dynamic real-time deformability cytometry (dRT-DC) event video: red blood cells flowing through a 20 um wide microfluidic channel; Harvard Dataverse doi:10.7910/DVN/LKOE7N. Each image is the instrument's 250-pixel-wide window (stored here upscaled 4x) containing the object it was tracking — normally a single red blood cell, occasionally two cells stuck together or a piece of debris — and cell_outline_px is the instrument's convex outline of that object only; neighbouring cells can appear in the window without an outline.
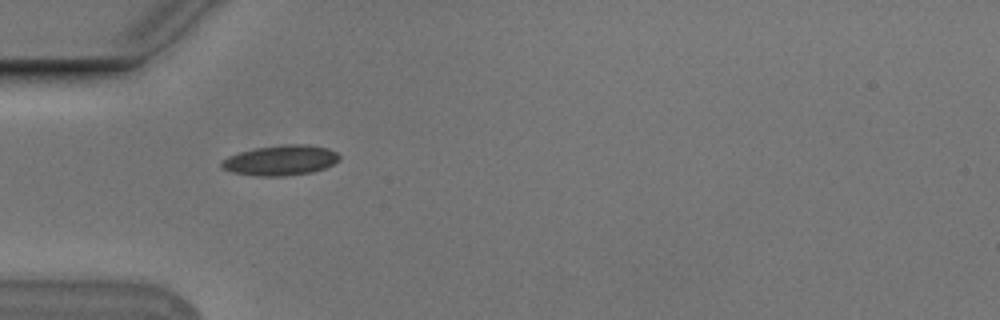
{"species": "Egyptian fruit bat (a non-hibernating species)", "species_latin": "Rousettus aegyptiacus", "temperature_condition": "cold", "stored_images_in_passage": 38, "camera_frame_rate_fps": 3000, "um_per_image_px": 0.085, "animal": {"sex": "male"}, "frame": {"image": 1, "passage_image": 1, "time_ms": 0.0, "image_size_px": [1000, 320], "cell_outline_px": [[340, 160], [324, 168], [312, 172], [284, 176], [260, 176], [232, 172], [220, 168], [220, 160], [228, 156], [240, 152], [256, 148], [288, 144], [308, 144], [328, 148], [336, 152], [340, 156]], "centroid_in_image_um": [23.84, 13.62], "position_along_channel_um": 61.2, "area_um2": 20.75}}
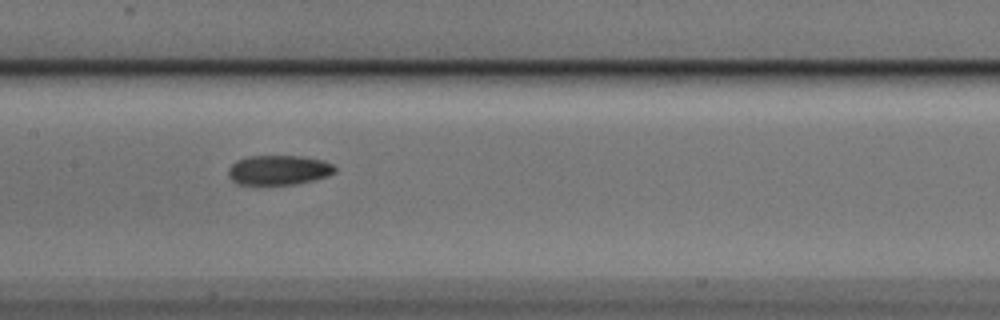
{"frame": {"image": 2, "passage_image": 11, "time_ms": 3.333, "image_size_px": [1000, 320], "cell_outline_px": [[336, 172], [328, 176], [296, 184], [260, 188], [236, 184], [228, 176], [228, 168], [236, 160], [248, 156], [304, 156], [324, 160], [332, 164], [336, 168]], "centroid_in_image_um": [23.64, 14.5], "position_along_channel_um": 183.8, "area_um2": 19.42}}
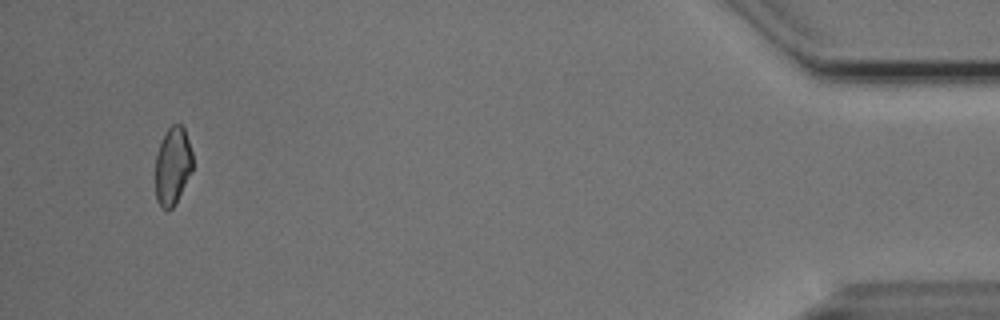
{"frame": {"image": 3, "passage_image": 36, "time_ms": 11.667, "image_size_px": [1000, 320], "cell_outline_px": [[192, 172], [176, 204], [172, 208], [164, 208], [156, 200], [156, 156], [160, 144], [168, 128], [172, 124], [180, 124], [184, 128], [192, 152]], "centroid_in_image_um": [14.69, 14.11], "position_along_channel_um": 420.5, "area_um2": 16.76}, "authors_computed_cell_mechanics": {"area_um2": 18.4382, "velocity_mm_per_s": 3.7613, "shape_relaxation_time_tau1_ms": 6.2605, "shape_relaxation_time_tau2_ms": 4.5871, "deformation_change_tau1": 0.1332, "deformation_change_tau2": 0.0963}}